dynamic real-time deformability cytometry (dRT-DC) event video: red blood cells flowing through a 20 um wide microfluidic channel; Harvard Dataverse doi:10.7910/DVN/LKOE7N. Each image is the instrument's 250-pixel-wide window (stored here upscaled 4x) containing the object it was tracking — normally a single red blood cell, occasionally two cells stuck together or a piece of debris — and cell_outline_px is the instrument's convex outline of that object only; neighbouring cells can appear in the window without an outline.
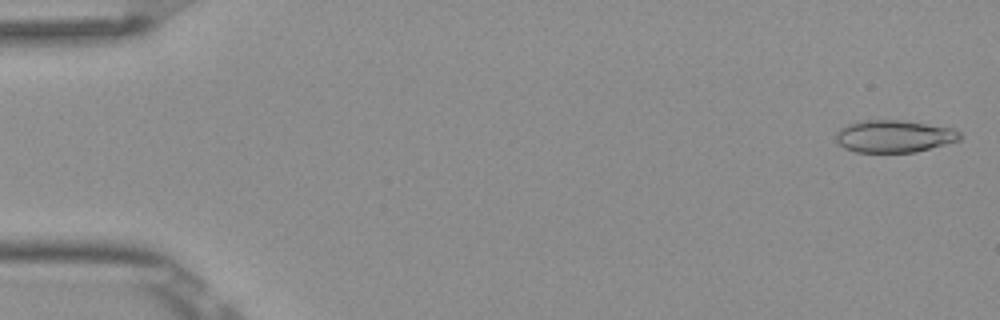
{"species": "Egyptian fruit bat (a non-hibernating species)", "species_latin": "Rousettus aegyptiacus", "temperature_condition": "room temperature", "stored_images_in_passage": 52, "camera_frame_rate_fps": 3000, "um_per_image_px": 0.085, "frame": {"image": 1, "passage_image": 1, "time_ms": 0.0, "image_size_px": [1000, 320], "cell_outline_px": [[964, 136], [960, 140], [916, 152], [856, 152], [844, 148], [836, 140], [836, 132], [840, 128], [856, 120], [904, 120], [952, 128], [960, 132]], "centroid_in_image_um": [76.0, 11.57], "position_along_channel_um": 9.0, "area_um2": 23.52}}
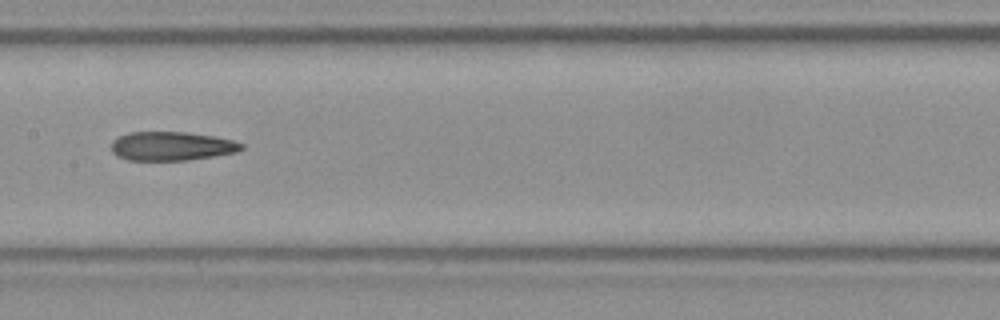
{"frame": {"image": 2, "passage_image": 26, "time_ms": 8.333, "image_size_px": [1000, 320], "cell_outline_px": [[244, 148], [236, 152], [188, 160], [128, 160], [116, 156], [112, 152], [112, 140], [128, 132], [188, 132], [216, 136], [232, 140], [244, 144]], "centroid_in_image_um": [14.58, 12.41], "position_along_channel_um": 192.8, "area_um2": 21.96}}
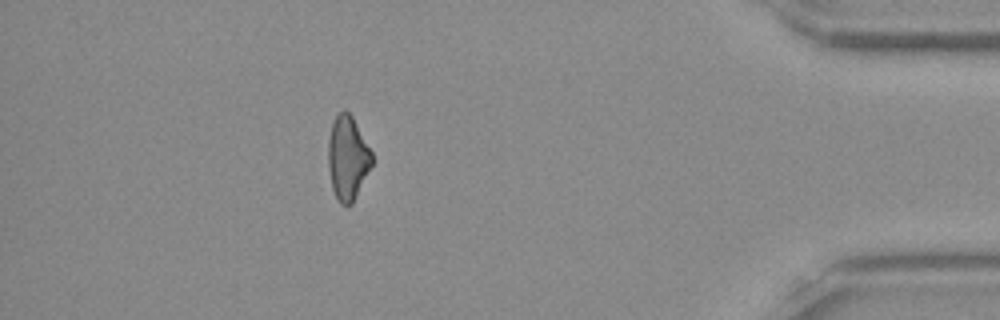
{"frame": {"image": 3, "passage_image": 46, "time_ms": 15.0, "image_size_px": [1000, 320], "cell_outline_px": [[372, 164], [352, 204], [340, 204], [332, 188], [328, 168], [328, 140], [332, 124], [336, 116], [344, 108], [352, 116], [372, 152]], "centroid_in_image_um": [29.54, 13.41], "position_along_channel_um": 405.7, "area_um2": 21.15}, "authors_computed_cell_mechanics": {"area_um2": 22.5709, "velocity_mm_per_s": 3.8993, "shape_relaxation_time_tau1_ms": null, "shape_relaxation_time_tau2_ms": 6.4286, "deformation_change_tau1": null, "deformation_change_tau2": 0.184}}